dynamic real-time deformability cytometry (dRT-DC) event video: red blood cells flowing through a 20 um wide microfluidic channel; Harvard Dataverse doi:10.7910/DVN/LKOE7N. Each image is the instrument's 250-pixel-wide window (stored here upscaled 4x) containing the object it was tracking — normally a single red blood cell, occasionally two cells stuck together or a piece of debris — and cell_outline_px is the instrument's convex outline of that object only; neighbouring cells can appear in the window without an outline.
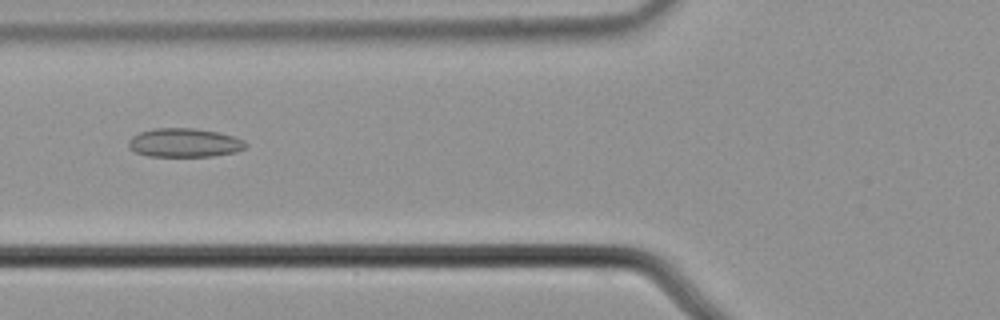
{"species": "common noctule bat (a hibernating species)", "species_latin": "Nyctalus noctula", "temperature_condition": "cold", "stored_images_in_passage": 52, "camera_frame_rate_fps": 3000, "um_per_image_px": 0.085, "animal": {"sex": "male", "body_mass_g": 21.5, "forearm_length_mm": 52.0}, "frame": {"image": 1, "passage_image": 18, "time_ms": 5.667, "image_size_px": [1000, 320], "cell_outline_px": [[248, 144], [244, 148], [236, 152], [212, 156], [148, 156], [136, 152], [128, 148], [128, 140], [132, 136], [140, 132], [152, 128], [192, 128], [216, 132], [236, 136], [244, 140]], "centroid_in_image_um": [15.67, 12.13], "position_along_channel_um": 110.1, "area_um2": 19.77}}
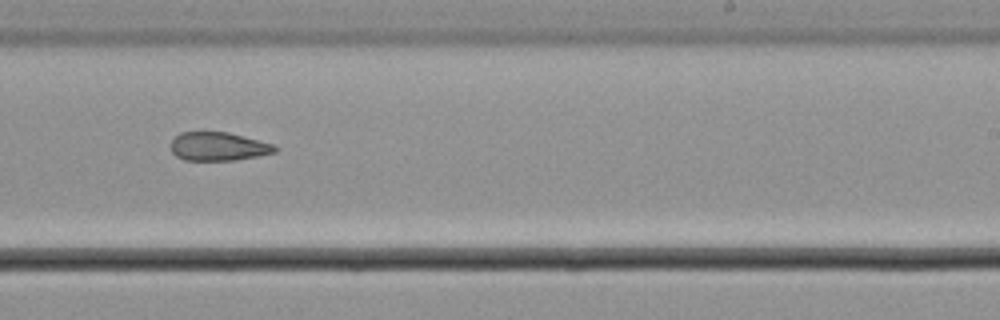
{"frame": {"image": 2, "passage_image": 31, "time_ms": 10.0, "image_size_px": [1000, 320], "cell_outline_px": [[276, 152], [260, 156], [236, 160], [184, 160], [176, 156], [172, 152], [168, 144], [180, 132], [228, 132], [244, 136], [272, 144], [276, 148]], "centroid_in_image_um": [18.52, 12.45], "position_along_channel_um": 270.5, "area_um2": 17.4}}
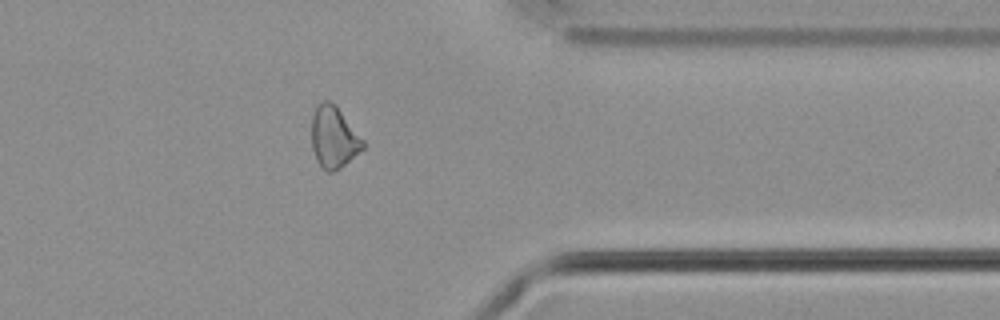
{"frame": {"image": 3, "passage_image": 41, "time_ms": 13.333, "image_size_px": [1000, 320], "cell_outline_px": [[364, 148], [340, 168], [332, 172], [328, 172], [316, 160], [312, 148], [312, 116], [316, 104], [320, 100], [332, 100], [336, 104], [364, 140]], "centroid_in_image_um": [28.36, 11.61], "position_along_channel_um": 383.0, "area_um2": 18.61}, "authors_computed_cell_mechanics": {"area_um2": 19.7676, "velocity_mm_per_s": 3.6987, "shape_relaxation_time_tau1_ms": null, "shape_relaxation_time_tau2_ms": 5.4876, "deformation_change_tau1": null, "deformation_change_tau2": 0.1305}}